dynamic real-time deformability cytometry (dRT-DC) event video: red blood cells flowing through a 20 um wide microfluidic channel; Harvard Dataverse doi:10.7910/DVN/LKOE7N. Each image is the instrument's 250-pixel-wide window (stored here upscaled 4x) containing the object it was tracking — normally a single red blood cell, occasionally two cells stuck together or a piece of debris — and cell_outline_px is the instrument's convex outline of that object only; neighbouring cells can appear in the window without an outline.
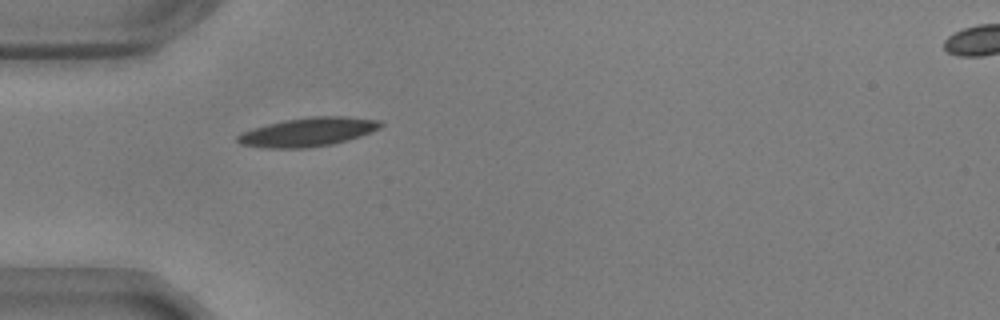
{"species": "common noctule bat (a hibernating species)", "species_latin": "Nyctalus noctula", "temperature_condition": "warm", "stored_images_in_passage": 40, "camera_frame_rate_fps": 3000, "um_per_image_px": 0.085, "animal": {"sex": "male", "body_mass_g": 17.9, "forearm_length_mm": 54.2}, "frame": {"image": 1, "passage_image": 1, "time_ms": 0.0, "image_size_px": [1000, 320], "cell_outline_px": [[384, 124], [380, 128], [360, 136], [348, 140], [332, 144], [304, 148], [264, 148], [240, 144], [236, 140], [236, 136], [240, 132], [268, 124], [284, 120], [312, 116], [344, 116], [380, 120]], "centroid_in_image_um": [26.17, 11.22], "position_along_channel_um": 58.8, "area_um2": 24.04}}
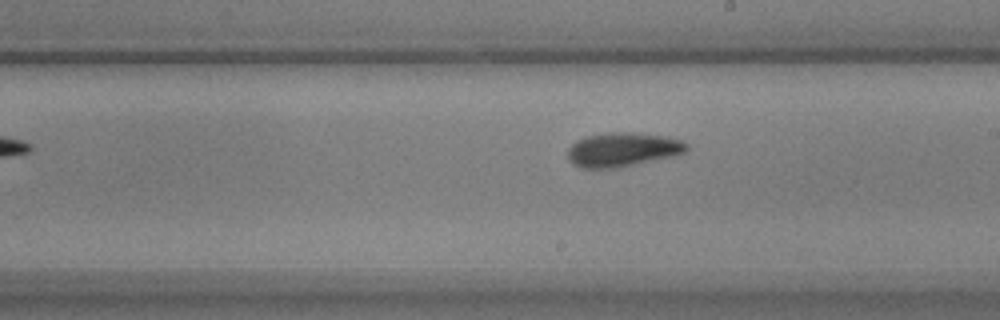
{"frame": {"image": 2, "passage_image": 16, "time_ms": 5.0, "image_size_px": [1000, 320], "cell_outline_px": [[688, 148], [684, 152], [672, 156], [620, 168], [580, 168], [572, 164], [568, 160], [568, 148], [576, 140], [588, 136], [608, 132], [632, 132], [668, 136], [680, 140], [688, 144]], "centroid_in_image_um": [52.9, 12.72], "position_along_channel_um": 236.1, "area_um2": 23.81}}
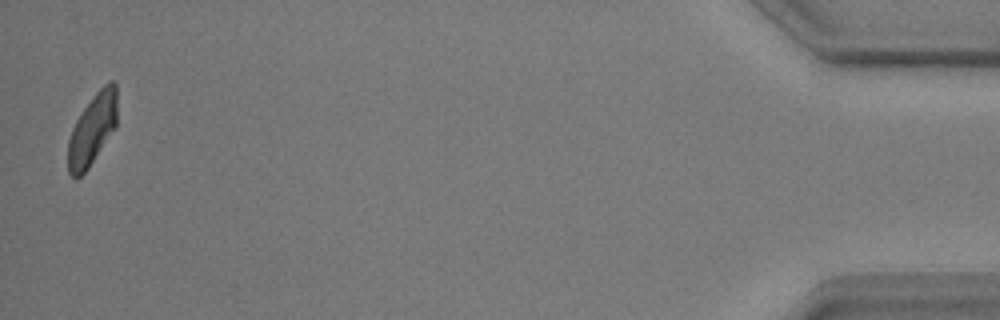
{"frame": {"image": 3, "passage_image": 39, "time_ms": 12.667, "image_size_px": [1000, 320], "cell_outline_px": [[116, 128], [88, 168], [76, 180], [68, 172], [68, 140], [72, 128], [76, 120], [84, 108], [96, 92], [108, 80], [112, 80], [116, 84]], "centroid_in_image_um": [7.85, 11.01], "position_along_channel_um": 427.4, "area_um2": 20.35}, "authors_computed_cell_mechanics": {"area_um2": 22.0218, "velocity_mm_per_s": 3.6217, "shape_relaxation_time_tau1_ms": 3.7662, "shape_relaxation_time_tau2_ms": 4.0739, "deformation_change_tau1": 0.1251, "deformation_change_tau2": 0.1046}}